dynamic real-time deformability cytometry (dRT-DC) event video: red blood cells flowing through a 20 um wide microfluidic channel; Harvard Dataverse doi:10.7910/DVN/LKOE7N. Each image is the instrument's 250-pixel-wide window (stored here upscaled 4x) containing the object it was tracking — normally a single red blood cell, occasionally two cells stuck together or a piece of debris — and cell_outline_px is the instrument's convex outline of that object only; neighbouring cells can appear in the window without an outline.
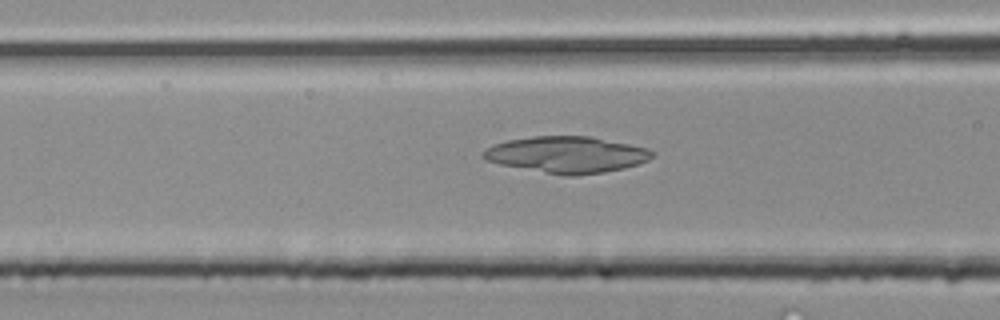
{"species": "common noctule bat (a hibernating species)", "species_latin": "Nyctalus noctula", "temperature_condition": "room temperature", "stored_images_in_passage": 24, "camera_frame_rate_fps": 3000, "um_per_image_px": 0.085, "animal": {"sex": "male", "body_mass_g": 20.4}, "frame": {"image": 1, "passage_image": 4, "time_ms": 1.0, "image_size_px": [1000, 320], "cell_outline_px": [[652, 156], [648, 160], [624, 168], [604, 172], [576, 176], [568, 176], [500, 164], [484, 160], [480, 156], [484, 148], [492, 144], [508, 140], [532, 136], [592, 136], [648, 148], [652, 152]], "centroid_in_image_um": [48.12, 13.13], "position_along_channel_um": 118.5, "area_um2": 35.84}}
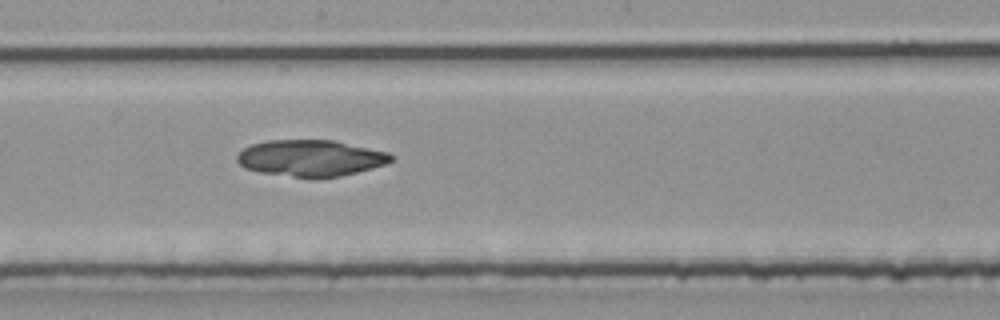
{"frame": {"image": 2, "passage_image": 10, "time_ms": 3.0, "image_size_px": [1000, 320], "cell_outline_px": [[396, 160], [372, 168], [340, 176], [316, 180], [260, 172], [244, 168], [236, 160], [236, 156], [244, 148], [252, 144], [268, 140], [332, 140], [388, 152]], "centroid_in_image_um": [26.4, 13.46], "position_along_channel_um": 221.8, "area_um2": 32.95}}
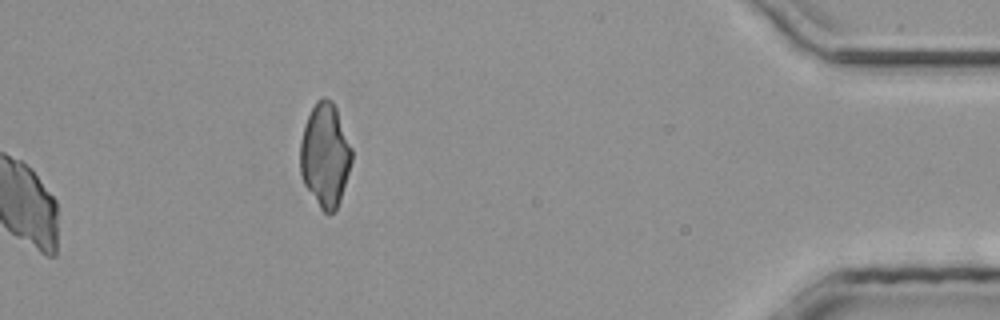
{"frame": {"image": 3, "passage_image": 24, "time_ms": 7.667, "image_size_px": [1000, 320], "cell_outline_px": [[352, 160], [340, 200], [336, 208], [332, 212], [324, 212], [320, 208], [304, 184], [300, 172], [300, 140], [304, 124], [316, 100], [324, 96], [332, 100], [336, 108], [352, 148]], "centroid_in_image_um": [27.62, 13.15], "position_along_channel_um": 407.6, "area_um2": 31.04}}